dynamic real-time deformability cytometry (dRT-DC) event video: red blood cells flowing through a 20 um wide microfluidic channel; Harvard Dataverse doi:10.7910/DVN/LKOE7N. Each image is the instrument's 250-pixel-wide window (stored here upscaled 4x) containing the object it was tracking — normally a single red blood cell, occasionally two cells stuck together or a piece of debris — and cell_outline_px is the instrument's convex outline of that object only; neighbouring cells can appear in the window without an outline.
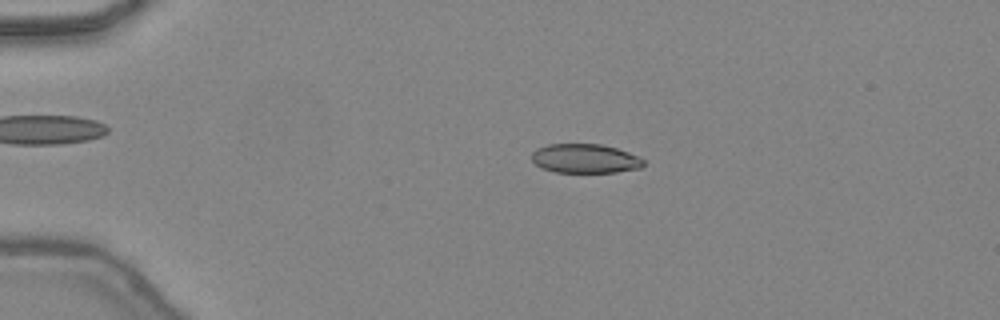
{"species": "common noctule bat (a hibernating species)", "species_latin": "Nyctalus noctula", "temperature_condition": "warm", "stored_images_in_passage": 46, "camera_frame_rate_fps": 3000, "um_per_image_px": 0.085, "animal": {"sex": "female", "body_mass_g": 24.6, "forearm_length_mm": 56.2}, "frame": {"image": 1, "passage_image": 10, "time_ms": 3.0, "image_size_px": [1000, 320], "cell_outline_px": [[644, 164], [640, 168], [616, 172], [556, 172], [540, 168], [532, 160], [532, 152], [536, 148], [548, 144], [600, 144], [616, 148], [640, 156], [644, 160]], "centroid_in_image_um": [49.72, 13.47], "position_along_channel_um": 35.3, "area_um2": 19.07}}
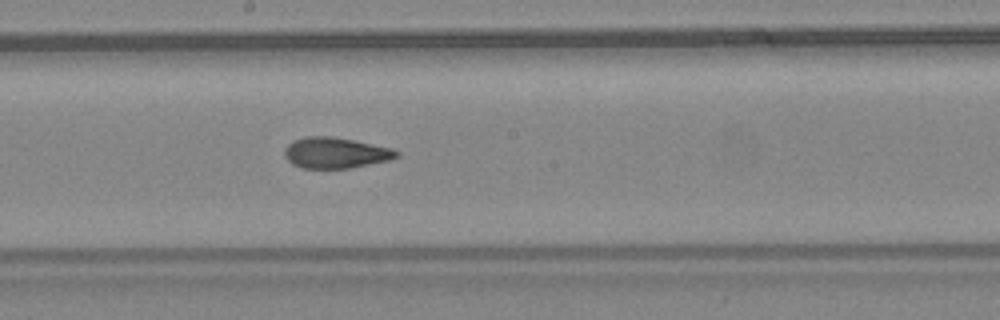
{"frame": {"image": 2, "passage_image": 26, "time_ms": 8.333, "image_size_px": [1000, 320], "cell_outline_px": [[400, 156], [392, 160], [352, 168], [300, 168], [292, 164], [284, 156], [284, 148], [288, 144], [304, 136], [332, 136], [392, 148], [400, 152]], "centroid_in_image_um": [28.54, 13.0], "position_along_channel_um": 219.7, "area_um2": 20.35}}
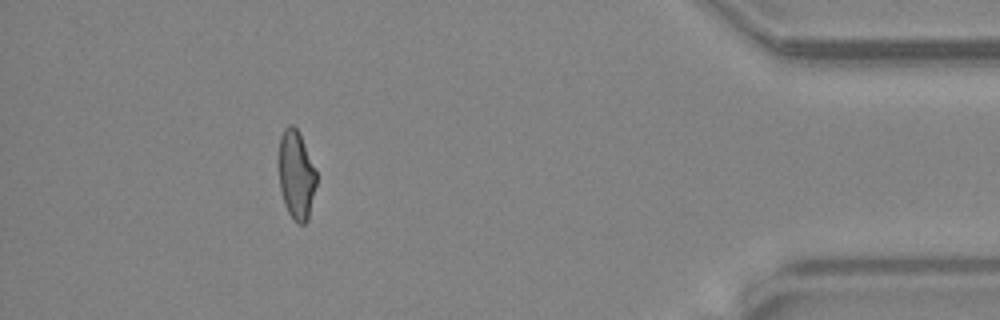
{"frame": {"image": 3, "passage_image": 42, "time_ms": 13.667, "image_size_px": [1000, 320], "cell_outline_px": [[316, 184], [308, 220], [304, 224], [296, 224], [292, 220], [284, 204], [280, 188], [280, 136], [284, 128], [288, 124], [292, 124], [300, 132], [316, 172]], "centroid_in_image_um": [25.19, 14.89], "position_along_channel_um": 410.0, "area_um2": 19.36}, "authors_computed_cell_mechanics": {"area_um2": 20.3456, "velocity_mm_per_s": 4.4852, "shape_relaxation_time_tau1_ms": null, "shape_relaxation_time_tau2_ms": 1.5285, "deformation_change_tau1": null, "deformation_change_tau2": 0.0784}}